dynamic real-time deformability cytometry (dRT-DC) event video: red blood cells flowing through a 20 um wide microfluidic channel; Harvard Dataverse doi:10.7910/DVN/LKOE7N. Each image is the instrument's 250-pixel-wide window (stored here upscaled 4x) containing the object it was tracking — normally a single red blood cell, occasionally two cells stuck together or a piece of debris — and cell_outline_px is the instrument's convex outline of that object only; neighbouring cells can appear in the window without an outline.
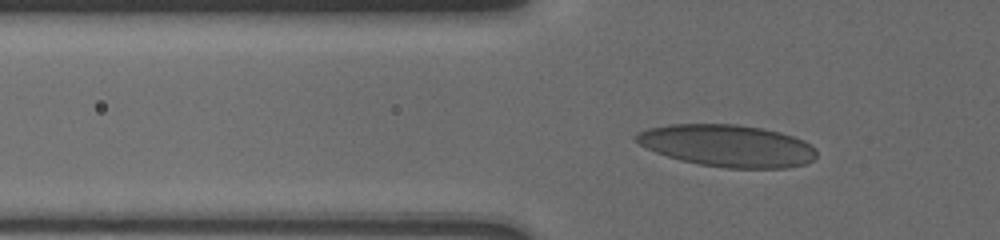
{"species": "human", "species_latin": "Homo sapiens", "temperature_condition": "cold", "stored_images_in_passage": 33, "camera_frame_rate_fps": 3000, "um_per_image_px": 0.085, "donor": {"sex": "male"}, "frame": {"image": 1, "passage_image": 10, "time_ms": 4.0, "image_size_px": [1000, 240], "cell_outline_px": [[816, 156], [812, 160], [804, 164], [788, 168], [724, 168], [700, 164], [680, 160], [656, 152], [640, 144], [632, 136], [648, 128], [672, 124], [736, 124], [764, 128], [780, 132], [804, 140], [816, 148]], "centroid_in_image_um": [61.86, 12.38], "position_along_channel_um": 63.9, "area_um2": 44.22}}
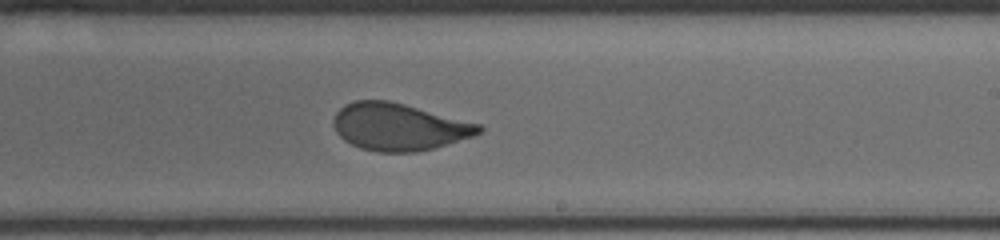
{"frame": {"image": 2, "passage_image": 22, "time_ms": 9.333, "image_size_px": [1000, 240], "cell_outline_px": [[484, 128], [480, 132], [472, 136], [432, 148], [416, 152], [376, 152], [360, 148], [344, 140], [336, 132], [332, 124], [332, 120], [336, 112], [344, 104], [352, 100], [388, 100], [404, 104], [480, 124]], "centroid_in_image_um": [33.84, 10.77], "position_along_channel_um": 255.2, "area_um2": 39.82}}
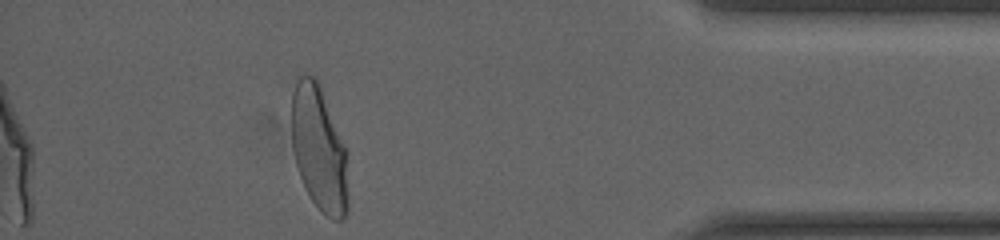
{"frame": {"image": 3, "passage_image": 31, "time_ms": 14.333, "image_size_px": [1000, 240], "cell_outline_px": [[348, 208], [344, 216], [340, 220], [332, 220], [320, 212], [312, 200], [300, 176], [296, 164], [292, 148], [292, 92], [300, 76], [304, 72], [316, 76], [344, 148], [348, 200]], "centroid_in_image_um": [27.08, 12.65], "position_along_channel_um": 408.1, "area_um2": 40.4}, "authors_computed_cell_mechanics": {"area_um2": 41.0958, "velocity_mm_per_s": 3.7405, "shape_relaxation_time_tau1_ms": 3.7213, "shape_relaxation_time_tau2_ms": 0.6109, "deformation_change_tau1": 0.1427, "deformation_change_tau2": 0.0446}}